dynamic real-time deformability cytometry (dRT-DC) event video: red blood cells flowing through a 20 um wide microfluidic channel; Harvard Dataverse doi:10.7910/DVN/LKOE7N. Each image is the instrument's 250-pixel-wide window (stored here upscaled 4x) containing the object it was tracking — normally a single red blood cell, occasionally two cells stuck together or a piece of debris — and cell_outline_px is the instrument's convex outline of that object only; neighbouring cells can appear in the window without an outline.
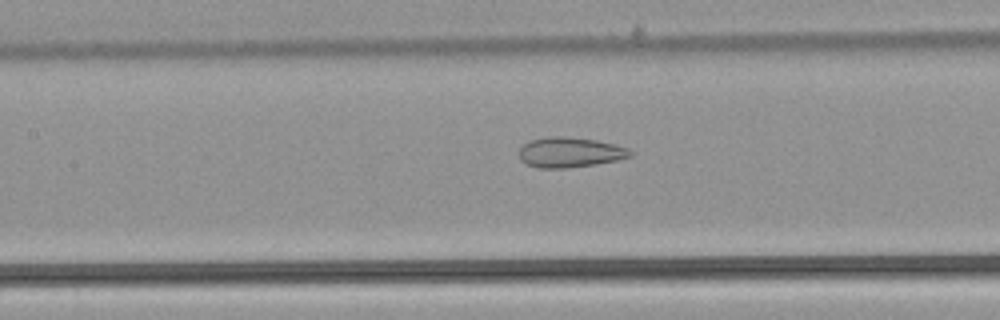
{"species": "common noctule bat (a hibernating species)", "species_latin": "Nyctalus noctula", "temperature_condition": "warm", "stored_images_in_passage": 48, "camera_frame_rate_fps": 3000, "um_per_image_px": 0.085, "animal": {"sex": "male", "body_mass_g": 21.5, "forearm_length_mm": 52.0}, "frame": {"image": 1, "passage_image": 20, "time_ms": 6.333, "image_size_px": [1000, 320], "cell_outline_px": [[632, 156], [616, 160], [596, 164], [568, 168], [540, 168], [528, 164], [520, 160], [520, 148], [524, 144], [532, 140], [548, 136], [564, 136], [596, 140], [616, 144], [628, 148], [632, 152]], "centroid_in_image_um": [48.46, 12.94], "position_along_channel_um": 158.9, "area_um2": 19.48}}
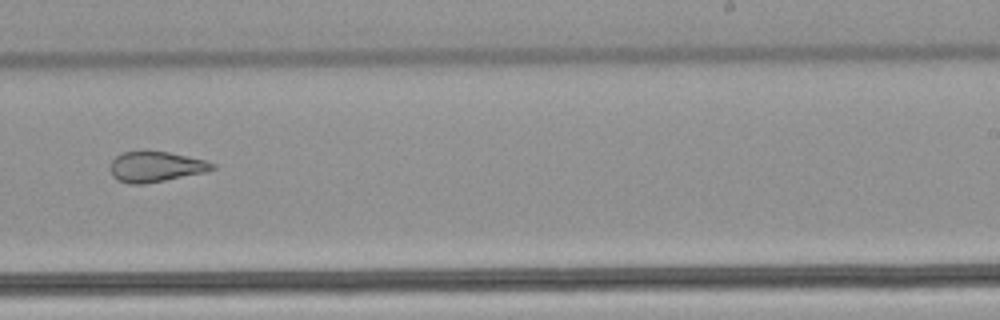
{"frame": {"image": 2, "passage_image": 29, "time_ms": 9.333, "image_size_px": [1000, 320], "cell_outline_px": [[216, 168], [204, 172], [144, 184], [132, 184], [116, 180], [112, 176], [108, 168], [112, 160], [116, 156], [124, 152], [144, 148], [168, 152], [208, 160], [216, 164]], "centroid_in_image_um": [13.2, 14.13], "position_along_channel_um": 275.8, "area_um2": 18.67}}
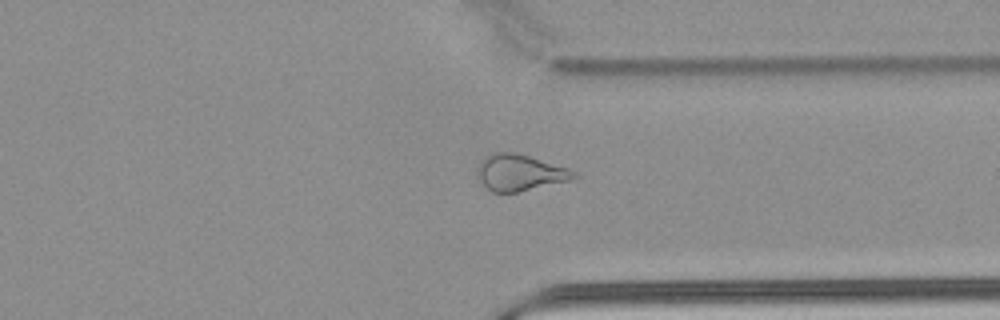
{"frame": {"image": 3, "passage_image": 36, "time_ms": 11.667, "image_size_px": [1000, 320], "cell_outline_px": [[576, 176], [568, 180], [516, 192], [492, 192], [484, 184], [476, 172], [476, 168], [480, 160], [492, 152], [516, 152], [568, 168], [576, 172]], "centroid_in_image_um": [44.13, 14.64], "position_along_channel_um": 367.3, "area_um2": 20.06}, "authors_computed_cell_mechanics": {"area_um2": 22.542, "velocity_mm_per_s": 3.9109, "shape_relaxation_time_tau1_ms": null, "shape_relaxation_time_tau2_ms": 1.7316, "deformation_change_tau1": null, "deformation_change_tau2": 0.1022}}